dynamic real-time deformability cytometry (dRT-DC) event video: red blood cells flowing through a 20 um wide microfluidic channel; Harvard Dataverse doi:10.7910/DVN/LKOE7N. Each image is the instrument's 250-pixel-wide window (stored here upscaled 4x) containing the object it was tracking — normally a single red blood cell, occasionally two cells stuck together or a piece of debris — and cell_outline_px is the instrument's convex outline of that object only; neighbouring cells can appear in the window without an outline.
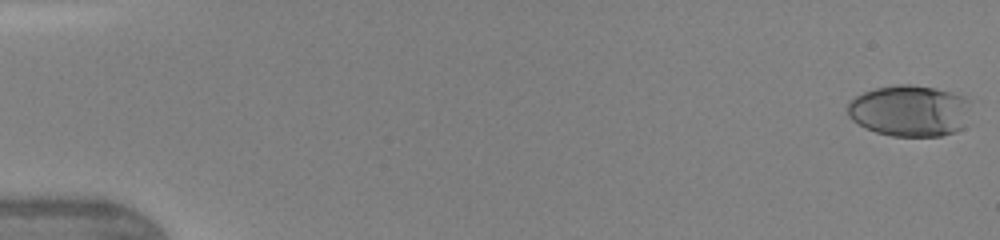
{"species": "human", "species_latin": "Homo sapiens", "temperature_condition": "warm", "stored_images_in_passage": 47, "camera_frame_rate_fps": 3000, "um_per_image_px": 0.085, "donor": {"sex": "female"}, "frame": {"image": 1, "passage_image": 1, "time_ms": 0.0, "image_size_px": [1000, 240], "cell_outline_px": [[972, 100], [964, 128], [956, 132], [940, 136], [892, 136], [876, 132], [852, 120], [848, 116], [848, 104], [856, 96], [864, 92], [876, 88], [896, 84], [912, 84], [936, 88], [952, 92], [964, 96]], "centroid_in_image_um": [77.38, 9.41], "position_along_channel_um": 7.6, "area_um2": 37.22}}
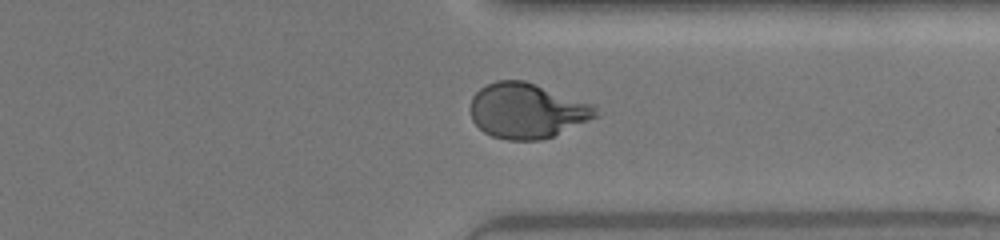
{"frame": {"image": 2, "passage_image": 37, "time_ms": 12.0, "image_size_px": [1000, 240], "cell_outline_px": [[600, 116], [552, 136], [540, 140], [508, 140], [492, 136], [484, 132], [472, 120], [468, 108], [472, 96], [480, 88], [496, 80], [524, 80], [536, 84], [592, 104], [596, 108]], "centroid_in_image_um": [44.76, 9.41], "position_along_channel_um": 366.6, "area_um2": 40.34}}
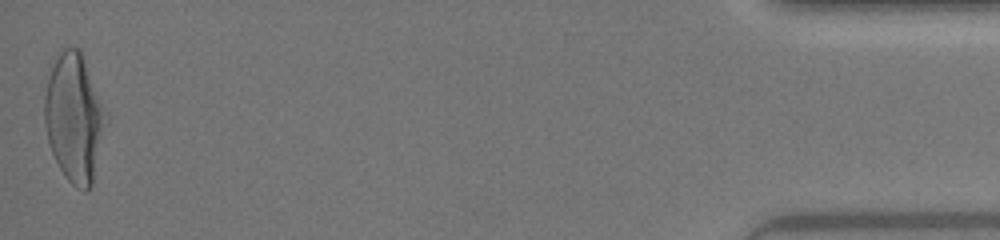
{"frame": {"image": 3, "passage_image": 47, "time_ms": 15.333, "image_size_px": [1000, 240], "cell_outline_px": [[108, 116], [92, 184], [88, 192], [84, 192], [76, 188], [68, 180], [60, 168], [52, 152], [48, 140], [44, 124], [44, 96], [48, 80], [56, 52], [60, 48], [80, 48]], "centroid_in_image_um": [6.31, 9.99], "position_along_channel_um": 428.9, "area_um2": 45.95}, "authors_computed_cell_mechanics": {"area_um2": 39.4196, "velocity_mm_per_s": 4.3488, "shape_relaxation_time_tau1_ms": 5.3062, "shape_relaxation_time_tau2_ms": null, "deformation_change_tau1": 0.2358, "deformation_change_tau2": null}}